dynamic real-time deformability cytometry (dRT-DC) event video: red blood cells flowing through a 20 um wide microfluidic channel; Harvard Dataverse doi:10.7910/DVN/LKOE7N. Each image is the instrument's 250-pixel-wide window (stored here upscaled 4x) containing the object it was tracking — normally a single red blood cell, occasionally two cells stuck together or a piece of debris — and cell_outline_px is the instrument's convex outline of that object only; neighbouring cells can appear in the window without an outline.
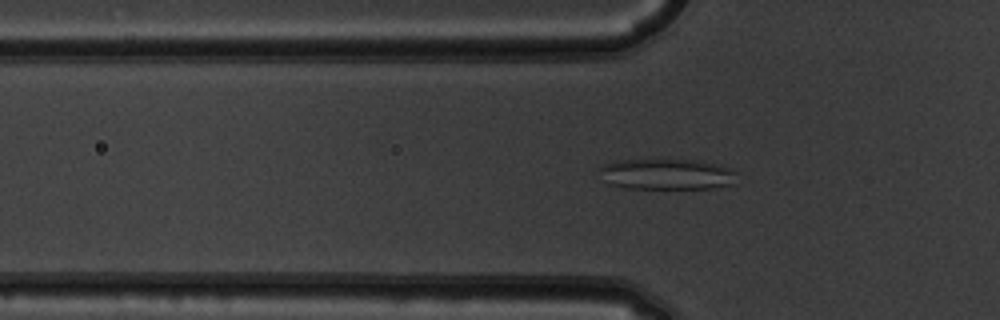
{"species": "common noctule bat (a hibernating species)", "species_latin": "Nyctalus noctula", "temperature_condition": "warm", "stored_images_in_passage": 52, "camera_frame_rate_fps": 3000, "um_per_image_px": 0.085, "animal": {"sex": "male", "body_mass_g": 19.5, "forearm_length_mm": 54.6}, "frame": {"image": 1, "passage_image": 17, "time_ms": 5.333, "image_size_px": [1000, 320], "cell_outline_px": [[732, 184], [712, 188], [624, 188], [612, 184], [604, 180], [600, 168], [604, 164], [616, 160], [700, 160], [732, 168]], "centroid_in_image_um": [56.64, 14.8], "position_along_channel_um": 69.2, "area_um2": 24.22}}
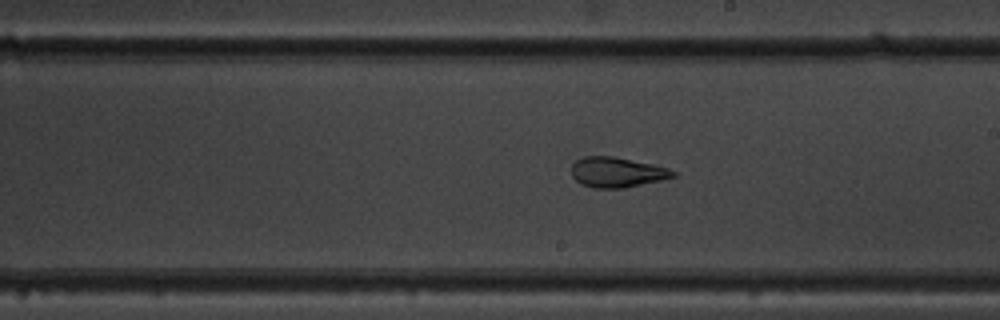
{"frame": {"image": 2, "passage_image": 30, "time_ms": 9.667, "image_size_px": [1000, 320], "cell_outline_px": [[676, 176], [660, 180], [624, 188], [592, 188], [580, 184], [572, 176], [572, 164], [576, 160], [584, 156], [612, 156], [652, 164], [668, 168], [676, 172]], "centroid_in_image_um": [52.41, 14.64], "position_along_channel_um": 236.6, "area_um2": 17.8}}
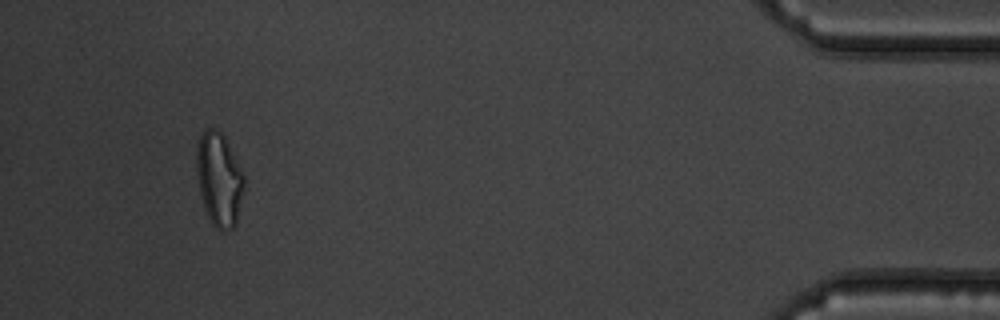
{"frame": {"image": 3, "passage_image": 49, "time_ms": 16.0, "image_size_px": [1000, 320], "cell_outline_px": [[244, 188], [236, 224], [232, 228], [216, 228], [212, 224], [204, 208], [200, 192], [196, 172], [196, 152], [200, 136], [204, 128], [212, 128], [220, 132], [224, 136], [244, 176]], "centroid_in_image_um": [18.61, 15.22], "position_along_channel_um": 416.6, "area_um2": 25.55}, "authors_computed_cell_mechanics": {"area_um2": 22.9466, "velocity_mm_per_s": 3.8652, "shape_relaxation_time_tau1_ms": null, "shape_relaxation_time_tau2_ms": 1.968, "deformation_change_tau1": null, "deformation_change_tau2": 0.0843}}